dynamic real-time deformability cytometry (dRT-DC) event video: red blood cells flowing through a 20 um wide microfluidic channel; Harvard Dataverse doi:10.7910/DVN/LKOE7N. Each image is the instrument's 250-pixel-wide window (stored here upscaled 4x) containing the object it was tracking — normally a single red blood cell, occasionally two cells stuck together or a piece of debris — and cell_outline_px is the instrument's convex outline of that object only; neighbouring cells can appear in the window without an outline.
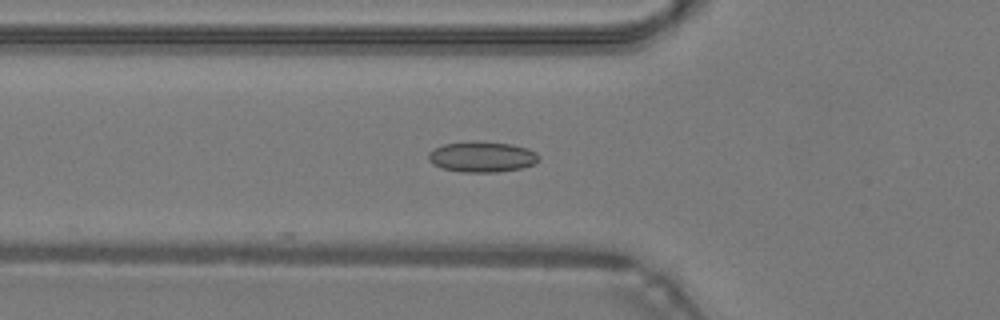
{"species": "common noctule bat (a hibernating species)", "species_latin": "Nyctalus noctula", "temperature_condition": "warm", "stored_images_in_passage": 33, "camera_frame_rate_fps": 3000, "um_per_image_px": 0.085, "animal": {"sex": "male", "body_mass_g": 19.2, "forearm_length_mm": 51.8}, "frame": {"image": 1, "passage_image": 2, "time_ms": 0.333, "image_size_px": [1000, 320], "cell_outline_px": [[540, 160], [532, 164], [520, 168], [496, 172], [464, 172], [440, 168], [432, 164], [428, 160], [428, 152], [444, 144], [472, 140], [476, 140], [512, 144], [528, 148], [536, 152], [540, 156]], "centroid_in_image_um": [40.96, 13.31], "position_along_channel_um": 84.8, "area_um2": 19.94}}
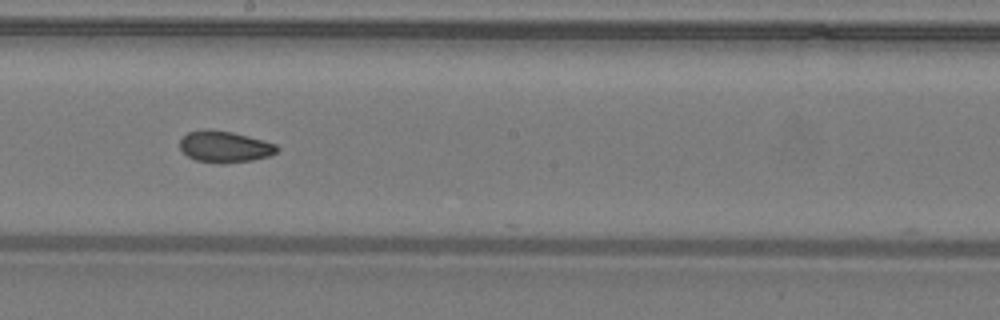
{"frame": {"image": 2, "passage_image": 12, "time_ms": 3.667, "image_size_px": [1000, 320], "cell_outline_px": [[280, 148], [276, 152], [268, 156], [252, 160], [224, 164], [220, 164], [196, 160], [188, 156], [180, 148], [180, 140], [188, 132], [204, 128], [232, 132], [264, 140], [276, 144]], "centroid_in_image_um": [19.1, 12.47], "position_along_channel_um": 229.1, "area_um2": 17.86}}
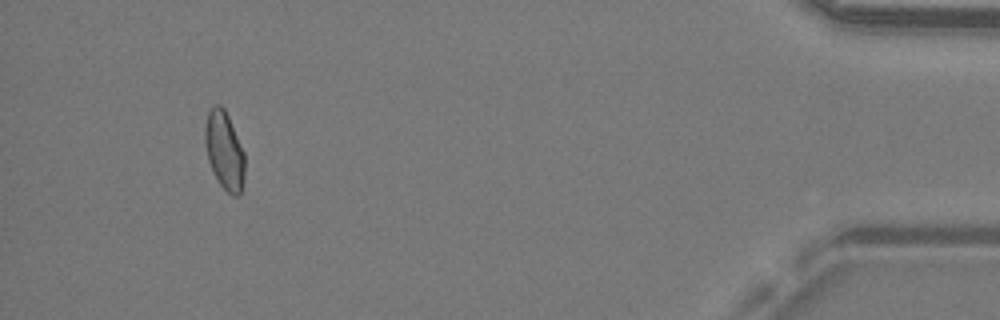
{"frame": {"image": 3, "passage_image": 30, "time_ms": 9.667, "image_size_px": [1000, 320], "cell_outline_px": [[244, 176], [240, 196], [232, 196], [220, 184], [208, 160], [204, 140], [204, 128], [208, 112], [212, 104], [220, 104], [224, 108], [228, 116], [244, 152]], "centroid_in_image_um": [19.06, 12.77], "position_along_channel_um": 416.1, "area_um2": 18.03}, "authors_computed_cell_mechanics": {"area_um2": 17.8602, "velocity_mm_per_s": 4.2999, "shape_relaxation_time_tau1_ms": null, "shape_relaxation_time_tau2_ms": 2.2875, "deformation_change_tau1": null, "deformation_change_tau2": 0.0655}}